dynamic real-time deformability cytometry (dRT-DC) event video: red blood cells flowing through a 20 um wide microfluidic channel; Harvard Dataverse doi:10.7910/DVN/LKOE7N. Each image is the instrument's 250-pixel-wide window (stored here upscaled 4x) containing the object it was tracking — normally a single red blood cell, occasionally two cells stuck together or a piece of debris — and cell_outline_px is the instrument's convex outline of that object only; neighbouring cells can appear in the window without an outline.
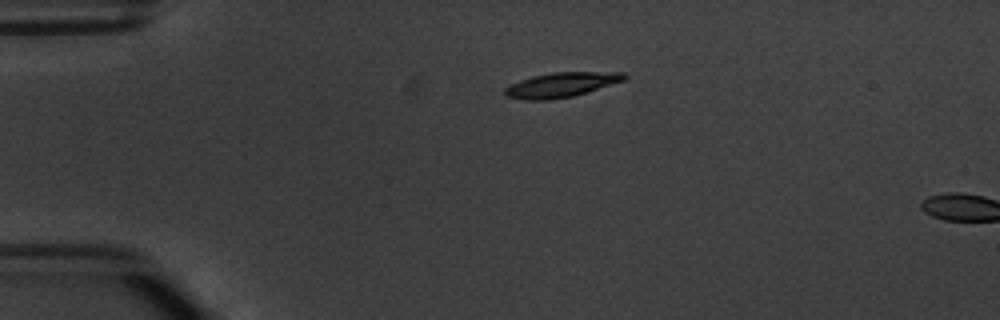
{"species": "common noctule bat (a hibernating species)", "species_latin": "Nyctalus noctula", "temperature_condition": "warm", "stored_images_in_passage": 2, "camera_frame_rate_fps": 3000, "um_per_image_px": 0.085, "animal": {"sex": "male", "body_mass_g": 20.1, "forearm_length_mm": 53.5}, "frame": {"image": 1, "passage_image": 1, "time_ms": 0.0, "image_size_px": [1000, 320], "cell_outline_px": [[628, 76], [624, 80], [572, 96], [548, 100], [524, 100], [504, 96], [504, 88], [520, 80], [532, 76], [552, 72], [624, 72]], "centroid_in_image_um": [47.66, 7.2], "position_along_channel_um": 37.3, "area_um2": 17.05}}